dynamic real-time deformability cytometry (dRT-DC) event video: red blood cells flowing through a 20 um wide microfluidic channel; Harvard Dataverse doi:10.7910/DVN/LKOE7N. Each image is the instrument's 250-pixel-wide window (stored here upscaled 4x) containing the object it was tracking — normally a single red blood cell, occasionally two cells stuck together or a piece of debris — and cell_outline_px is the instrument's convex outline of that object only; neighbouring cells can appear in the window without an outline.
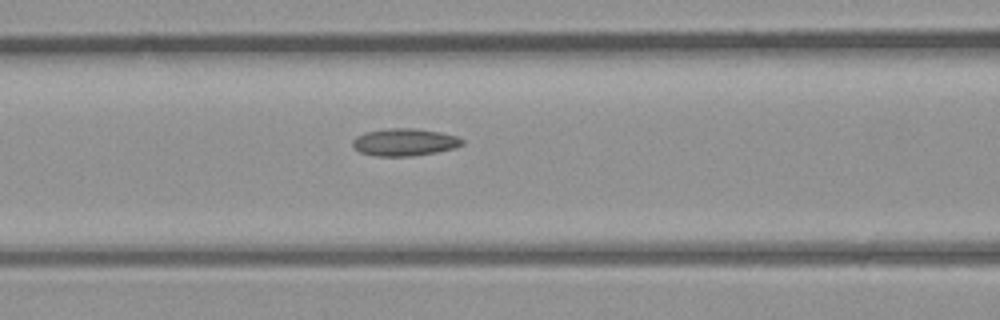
{"species": "common noctule bat (a hibernating species)", "species_latin": "Nyctalus noctula", "temperature_condition": "room temperature", "stored_images_in_passage": 8, "segment_of_instrument_passage": [1, 2], "camera_frame_rate_fps": 3000, "um_per_image_px": 0.085, "animal": {"sex": "male", "body_mass_g": 23.1, "forearm_length_mm": 52.7}, "frame": {"image": 1, "passage_image": 7, "time_ms": 8.0, "image_size_px": [1000, 320], "cell_outline_px": [[464, 144], [456, 148], [436, 152], [412, 156], [376, 156], [360, 152], [352, 144], [352, 140], [356, 136], [364, 132], [384, 128], [416, 128], [440, 132], [456, 136], [464, 140]], "centroid_in_image_um": [34.39, 12.07], "position_along_channel_um": 132.2, "area_um2": 17.63}}